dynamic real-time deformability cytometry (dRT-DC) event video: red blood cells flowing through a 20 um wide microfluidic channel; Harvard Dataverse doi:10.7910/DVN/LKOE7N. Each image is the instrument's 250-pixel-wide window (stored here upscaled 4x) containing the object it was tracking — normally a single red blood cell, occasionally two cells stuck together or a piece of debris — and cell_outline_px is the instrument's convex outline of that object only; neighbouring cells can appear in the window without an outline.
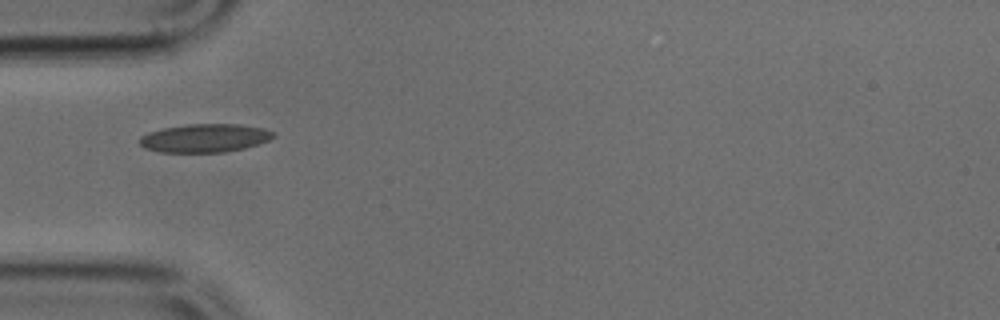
{"species": "common noctule bat (a hibernating species)", "species_latin": "Nyctalus noctula", "temperature_condition": "cold", "stored_images_in_passage": 35, "camera_frame_rate_fps": 3000, "um_per_image_px": 0.085, "animal": {"sex": "male", "body_mass_g": 17.9, "forearm_length_mm": 54.2}, "frame": {"image": 1, "passage_image": 1, "time_ms": 0.0, "image_size_px": [1000, 320], "cell_outline_px": [[276, 136], [260, 144], [244, 148], [224, 152], [160, 152], [144, 148], [140, 144], [140, 136], [148, 132], [164, 128], [188, 124], [240, 124], [264, 128], [272, 132]], "centroid_in_image_um": [17.41, 11.73], "position_along_channel_um": 67.6, "area_um2": 22.14}}
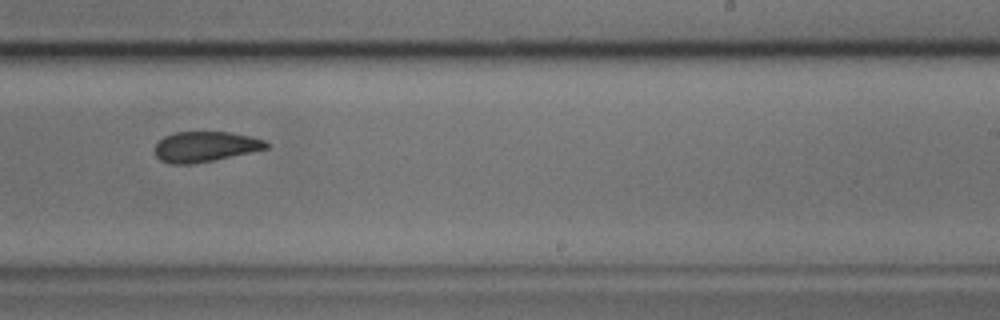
{"frame": {"image": 2, "passage_image": 16, "time_ms": 5.0, "image_size_px": [1000, 320], "cell_outline_px": [[268, 148], [212, 160], [188, 164], [172, 164], [160, 160], [156, 156], [156, 144], [164, 136], [176, 132], [228, 132], [252, 136], [264, 140], [268, 144]], "centroid_in_image_um": [17.43, 12.45], "position_along_channel_um": 271.6, "area_um2": 19.36}}
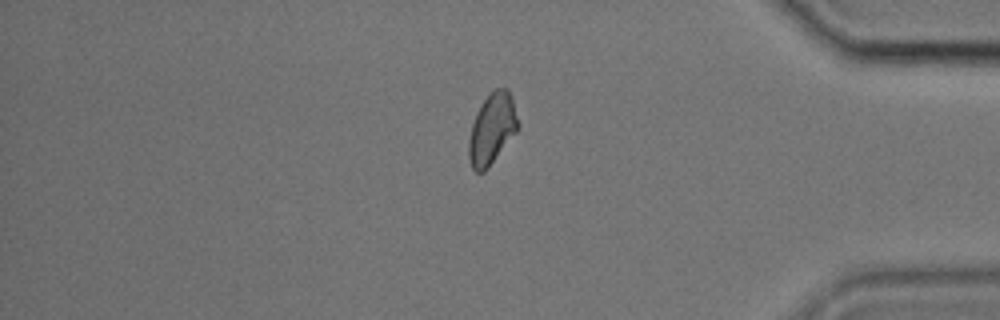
{"frame": {"image": 3, "passage_image": 27, "time_ms": 8.667, "image_size_px": [1000, 320], "cell_outline_px": [[520, 128], [488, 168], [484, 172], [476, 172], [472, 168], [468, 160], [468, 140], [472, 124], [476, 112], [484, 100], [496, 88], [508, 88], [512, 96], [520, 124]], "centroid_in_image_um": [41.83, 10.97], "position_along_channel_um": 393.4, "area_um2": 20.58}}